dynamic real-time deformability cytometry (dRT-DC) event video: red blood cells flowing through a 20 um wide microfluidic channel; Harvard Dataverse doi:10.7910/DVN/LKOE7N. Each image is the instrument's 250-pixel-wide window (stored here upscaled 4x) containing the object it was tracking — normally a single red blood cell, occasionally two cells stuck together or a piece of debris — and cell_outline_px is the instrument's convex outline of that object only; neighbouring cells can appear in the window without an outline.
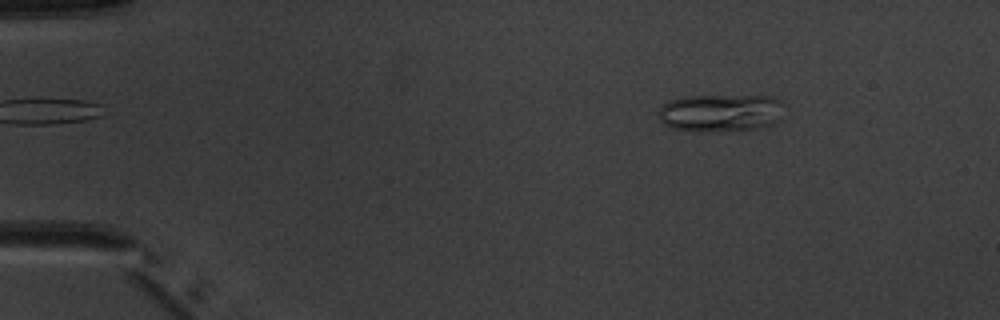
{"species": "common noctule bat (a hibernating species)", "species_latin": "Nyctalus noctula", "temperature_condition": "warm", "stored_images_in_passage": 4, "camera_frame_rate_fps": 3000, "um_per_image_px": 0.085, "animal": {"sex": "male", "body_mass_g": 20.1, "forearm_length_mm": 53.5}, "frame": {"image": 1, "passage_image": 2, "time_ms": 1.333, "image_size_px": [1000, 320], "cell_outline_px": [[788, 104], [780, 120], [776, 124], [756, 128], [700, 132], [672, 128], [664, 124], [660, 120], [660, 108], [668, 100], [684, 96], [772, 96]], "centroid_in_image_um": [61.34, 9.58], "position_along_channel_um": 23.7, "area_um2": 27.98}}